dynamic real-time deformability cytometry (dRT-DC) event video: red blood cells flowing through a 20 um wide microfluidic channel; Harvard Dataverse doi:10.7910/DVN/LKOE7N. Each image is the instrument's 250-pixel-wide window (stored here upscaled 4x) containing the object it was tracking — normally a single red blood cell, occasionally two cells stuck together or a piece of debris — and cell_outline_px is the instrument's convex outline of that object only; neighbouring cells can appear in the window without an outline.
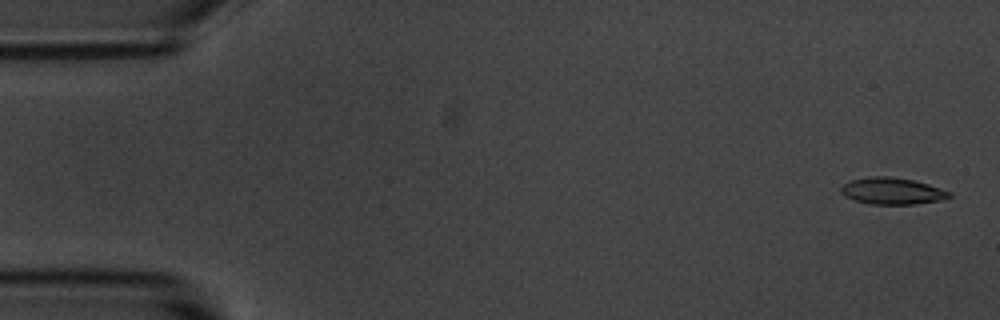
{"species": "common noctule bat (a hibernating species)", "species_latin": "Nyctalus noctula", "temperature_condition": "room temperature", "stored_images_in_passage": 55, "camera_frame_rate_fps": 3000, "um_per_image_px": 0.085, "animal": {"sex": "male", "body_mass_g": 20.1, "forearm_length_mm": 53.5}, "frame": {"image": 1, "passage_image": 2, "time_ms": 0.333, "image_size_px": [1000, 320], "cell_outline_px": [[952, 196], [940, 200], [916, 204], [868, 204], [844, 196], [840, 192], [840, 188], [844, 184], [852, 180], [868, 176], [888, 176], [912, 180], [928, 184], [952, 192]], "centroid_in_image_um": [75.83, 16.24], "position_along_channel_um": 9.2, "area_um2": 16.82}}
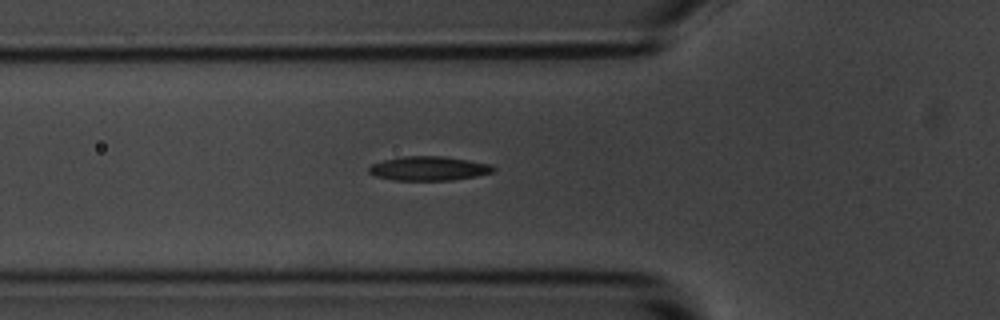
{"frame": {"image": 2, "passage_image": 19, "time_ms": 6.0, "image_size_px": [1000, 320], "cell_outline_px": [[496, 168], [492, 172], [476, 176], [452, 180], [392, 180], [376, 176], [368, 172], [368, 168], [372, 164], [384, 160], [404, 156], [444, 156], [492, 164]], "centroid_in_image_um": [36.45, 14.32], "position_along_channel_um": 89.3, "area_um2": 17.51}}
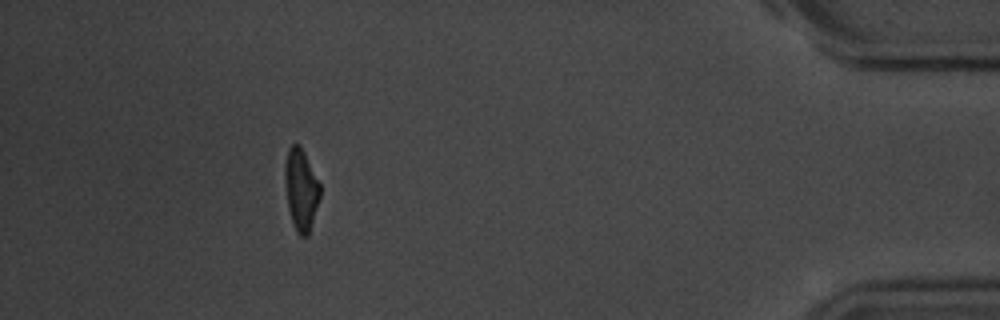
{"frame": {"image": 3, "passage_image": 50, "time_ms": 16.333, "image_size_px": [1000, 320], "cell_outline_px": [[320, 196], [308, 236], [300, 236], [296, 232], [288, 208], [284, 180], [284, 164], [288, 148], [292, 144], [300, 144], [320, 184]], "centroid_in_image_um": [25.57, 16.09], "position_along_channel_um": 409.6, "area_um2": 16.7}, "authors_computed_cell_mechanics": {"area_um2": 17.1666, "velocity_mm_per_s": 3.646, "shape_relaxation_time_tau1_ms": 3.4292, "shape_relaxation_time_tau2_ms": 2.8065, "deformation_change_tau1": 0.1386, "deformation_change_tau2": 0.0873}}